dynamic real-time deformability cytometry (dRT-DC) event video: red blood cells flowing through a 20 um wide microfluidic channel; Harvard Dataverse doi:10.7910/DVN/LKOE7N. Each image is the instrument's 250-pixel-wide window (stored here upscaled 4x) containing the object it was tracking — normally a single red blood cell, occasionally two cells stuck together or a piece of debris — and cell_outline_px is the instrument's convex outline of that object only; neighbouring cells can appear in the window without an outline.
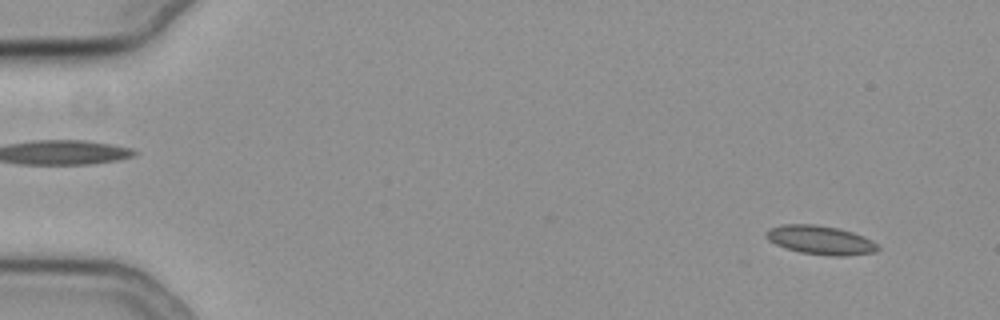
{"species": "common noctule bat (a hibernating species)", "species_latin": "Nyctalus noctula", "temperature_condition": "cold", "stored_images_in_passage": 7, "camera_frame_rate_fps": 3000, "um_per_image_px": 0.085, "animal": {"sex": "female", "body_mass_g": 19.3, "forearm_length_mm": 54.1}, "frame": {"image": 1, "passage_image": 2, "time_ms": 0.333, "image_size_px": [1000, 320], "cell_outline_px": [[880, 248], [876, 252], [844, 256], [828, 256], [800, 252], [784, 248], [768, 240], [764, 236], [772, 228], [784, 224], [812, 224], [836, 228], [852, 232], [876, 244]], "centroid_in_image_um": [69.71, 20.42], "position_along_channel_um": 15.3, "area_um2": 18.44}}